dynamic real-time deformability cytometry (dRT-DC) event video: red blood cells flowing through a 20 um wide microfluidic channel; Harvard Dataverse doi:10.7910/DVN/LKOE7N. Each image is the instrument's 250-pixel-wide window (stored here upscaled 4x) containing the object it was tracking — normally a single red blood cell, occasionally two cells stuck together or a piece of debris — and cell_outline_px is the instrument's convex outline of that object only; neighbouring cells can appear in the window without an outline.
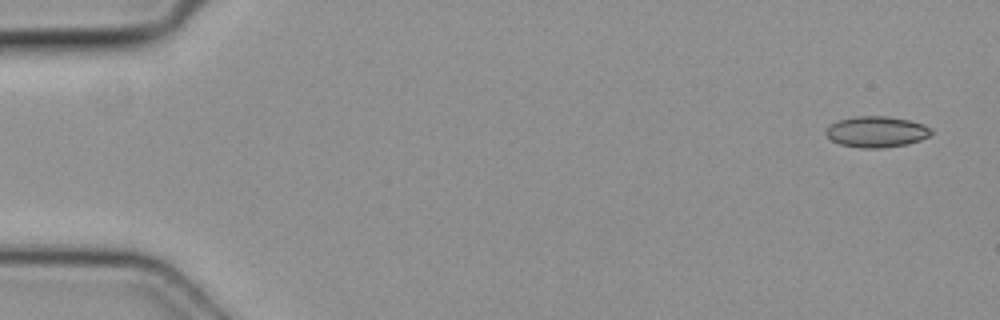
{"species": "common noctule bat (a hibernating species)", "species_latin": "Nyctalus noctula", "temperature_condition": "cold", "stored_images_in_passage": 6, "camera_frame_rate_fps": 3000, "um_per_image_px": 0.085, "animal": {"sex": "female", "body_mass_g": 19.3, "forearm_length_mm": 54.1}, "frame": {"image": 1, "passage_image": 1, "time_ms": 0.0, "image_size_px": [1000, 320], "cell_outline_px": [[932, 132], [928, 136], [920, 140], [908, 144], [880, 148], [860, 148], [840, 144], [832, 140], [824, 132], [832, 124], [840, 120], [856, 116], [888, 116], [908, 120], [924, 124], [932, 128]], "centroid_in_image_um": [74.53, 11.2], "position_along_channel_um": 10.5, "area_um2": 18.9}}
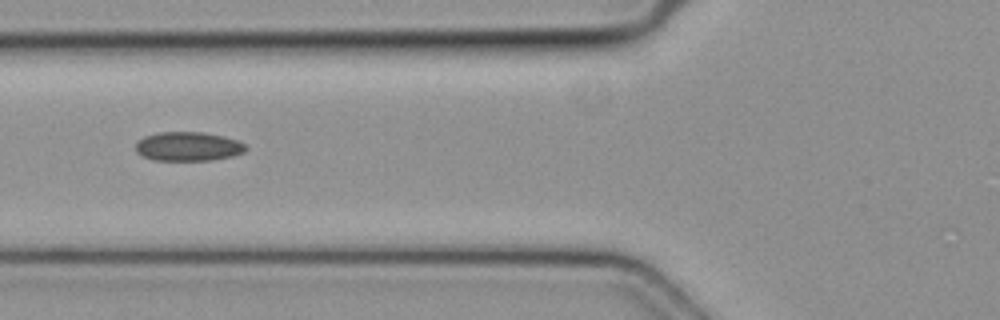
{"frame": {"image": 2, "passage_image": 6, "time_ms": 1.667, "image_size_px": [1000, 320], "cell_outline_px": [[248, 148], [244, 152], [232, 156], [212, 160], [156, 160], [140, 156], [136, 152], [136, 144], [144, 136], [160, 132], [204, 132], [236, 140], [244, 144]], "centroid_in_image_um": [15.97, 12.45], "position_along_channel_um": 109.8, "area_um2": 18.55}}